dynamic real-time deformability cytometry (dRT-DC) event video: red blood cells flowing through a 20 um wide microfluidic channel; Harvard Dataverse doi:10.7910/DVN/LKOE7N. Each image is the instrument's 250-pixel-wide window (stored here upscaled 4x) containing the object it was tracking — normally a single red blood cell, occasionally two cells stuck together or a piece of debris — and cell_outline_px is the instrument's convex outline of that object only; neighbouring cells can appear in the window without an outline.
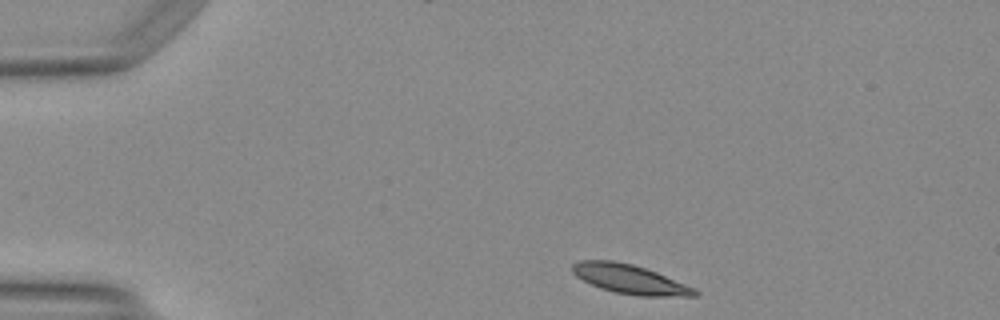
{"species": "Egyptian fruit bat (a non-hibernating species)", "species_latin": "Rousettus aegyptiacus", "temperature_condition": "warm", "stored_images_in_passage": 41, "camera_frame_rate_fps": 3000, "um_per_image_px": 0.085, "animal": {"sex": "female"}, "frame": {"image": 1, "passage_image": 1, "time_ms": 0.0, "image_size_px": [1000, 320], "cell_outline_px": [[700, 292], [696, 296], [640, 296], [616, 292], [600, 288], [576, 276], [572, 272], [572, 264], [580, 260], [612, 260], [632, 264], [656, 272], [696, 288]], "centroid_in_image_um": [53.55, 23.73], "position_along_channel_um": 31.4, "area_um2": 20.69}}
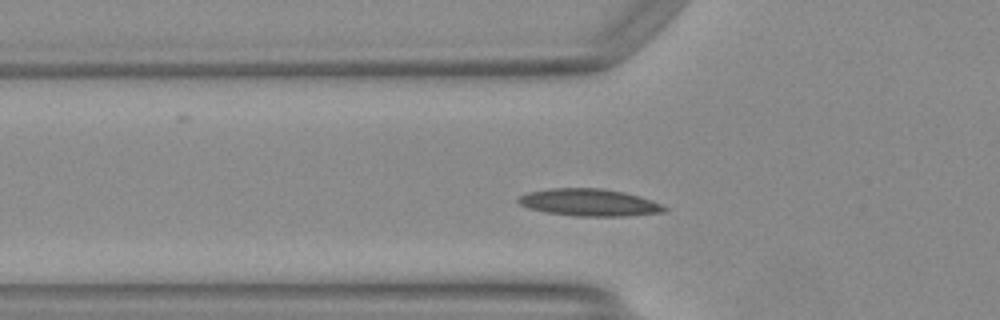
{"frame": {"image": 2, "passage_image": 9, "time_ms": 2.667, "image_size_px": [1000, 320], "cell_outline_px": [[668, 212], [628, 216], [572, 216], [544, 212], [528, 208], [520, 204], [516, 200], [520, 196], [532, 192], [552, 188], [600, 188], [624, 192], [640, 196], [652, 200], [668, 208]], "centroid_in_image_um": [50.13, 17.22], "position_along_channel_um": 75.7, "area_um2": 23.24}}
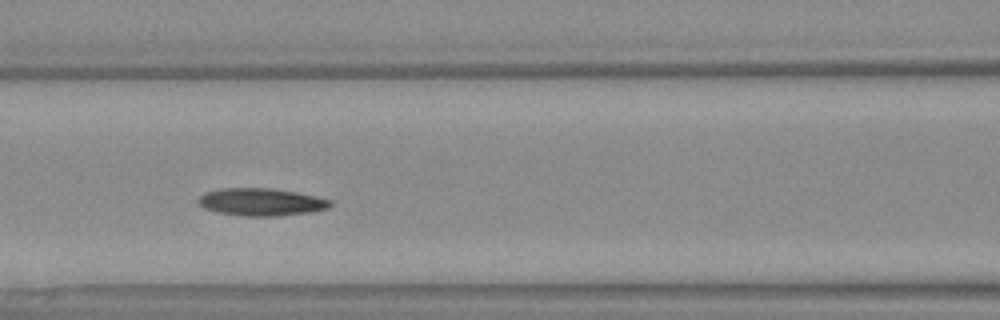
{"frame": {"image": 3, "passage_image": 14, "time_ms": 4.333, "image_size_px": [1000, 320], "cell_outline_px": [[332, 204], [328, 208], [312, 212], [276, 216], [244, 216], [216, 212], [204, 208], [196, 200], [204, 192], [220, 188], [272, 188], [296, 192], [332, 200]], "centroid_in_image_um": [22.18, 17.17], "position_along_channel_um": 144.4, "area_um2": 21.27}, "authors_computed_cell_mechanics": {"area_um2": 20.5768, "velocity_mm_per_s": 4.1138, "shape_relaxation_time_tau1_ms": 4.9565, "shape_relaxation_time_tau2_ms": null, "deformation_change_tau1": 0.1402, "deformation_change_tau2": null}}